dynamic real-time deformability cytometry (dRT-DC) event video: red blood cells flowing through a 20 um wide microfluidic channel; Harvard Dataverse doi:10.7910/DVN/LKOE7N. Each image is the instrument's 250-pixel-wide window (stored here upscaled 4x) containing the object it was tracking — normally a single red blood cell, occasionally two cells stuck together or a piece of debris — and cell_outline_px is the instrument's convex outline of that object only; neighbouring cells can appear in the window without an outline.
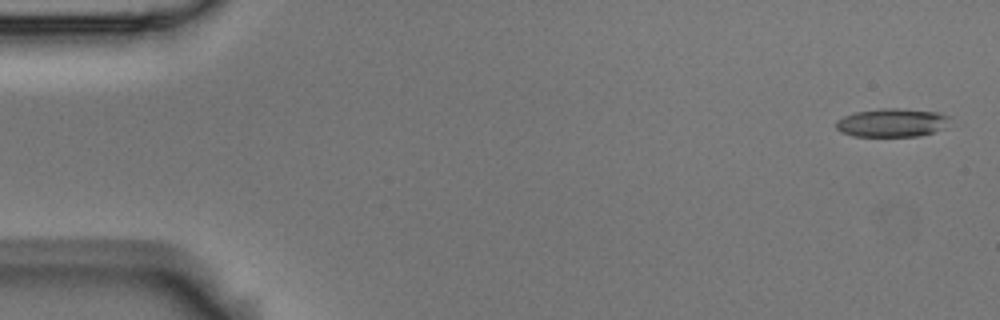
{"species": "Egyptian fruit bat (a non-hibernating species)", "species_latin": "Rousettus aegyptiacus", "temperature_condition": "room temperature", "stored_images_in_passage": 6, "segment_of_instrument_passage": [1, 2], "camera_frame_rate_fps": 3000, "um_per_image_px": 0.085, "animal": {"sex": "male"}, "frame": {"image": 1, "passage_image": 1, "time_ms": 0.0, "image_size_px": [1000, 320], "cell_outline_px": [[952, 116], [944, 128], [920, 136], [852, 136], [840, 132], [836, 128], [836, 120], [844, 116], [856, 112], [880, 108], [900, 108], [940, 112]], "centroid_in_image_um": [75.83, 10.42], "position_along_channel_um": 9.2, "area_um2": 19.07}}
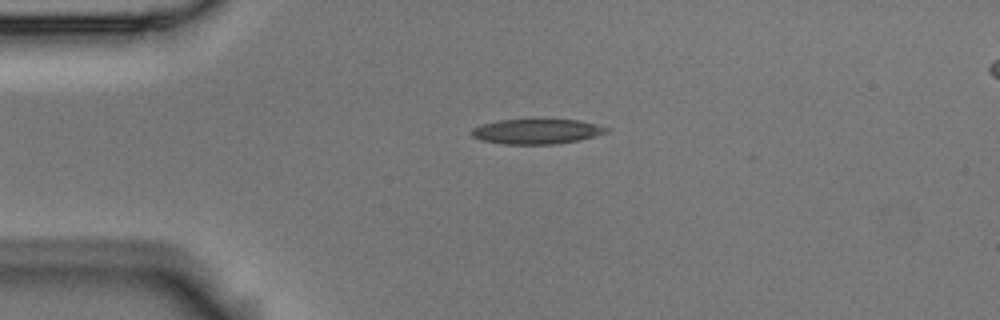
{"frame": {"image": 2, "passage_image": 4, "time_ms": 1.0, "image_size_px": [1000, 320], "cell_outline_px": [[612, 128], [608, 132], [596, 136], [580, 140], [556, 144], [500, 144], [480, 140], [472, 136], [472, 128], [480, 124], [500, 120], [576, 120], [596, 124]], "centroid_in_image_um": [45.63, 11.18], "position_along_channel_um": 39.4, "area_um2": 19.71}}